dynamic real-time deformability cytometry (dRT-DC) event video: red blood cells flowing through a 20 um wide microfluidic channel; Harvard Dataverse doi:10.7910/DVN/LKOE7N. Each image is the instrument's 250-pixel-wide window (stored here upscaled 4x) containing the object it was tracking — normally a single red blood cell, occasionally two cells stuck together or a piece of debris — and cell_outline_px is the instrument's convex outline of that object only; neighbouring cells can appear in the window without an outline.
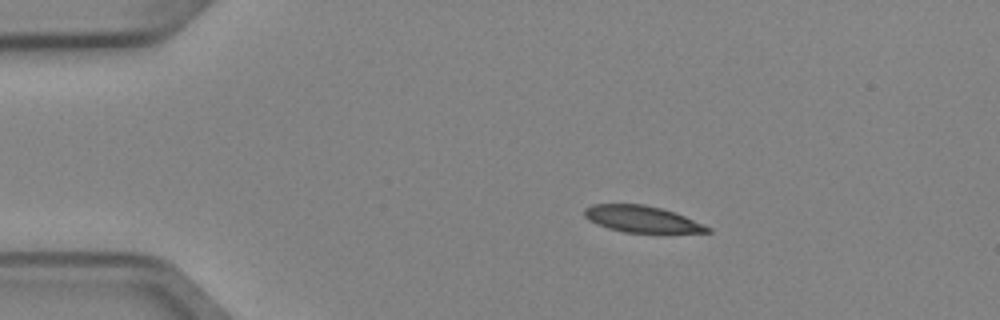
{"species": "Egyptian fruit bat (a non-hibernating species)", "species_latin": "Rousettus aegyptiacus", "temperature_condition": "cold", "stored_images_in_passage": 3, "camera_frame_rate_fps": 3000, "um_per_image_px": 0.085, "animal": {"sex": "female"}, "frame": {"image": 1, "passage_image": 2, "time_ms": 0.333, "image_size_px": [1000, 320], "cell_outline_px": [[712, 232], [624, 232], [608, 228], [596, 224], [588, 220], [584, 216], [584, 208], [592, 204], [644, 204], [660, 208], [684, 216], [712, 228]], "centroid_in_image_um": [54.5, 18.61], "position_along_channel_um": 30.5, "area_um2": 18.79}}